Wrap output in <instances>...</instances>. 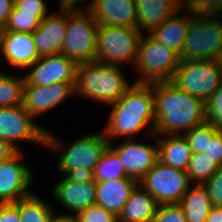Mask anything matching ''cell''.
I'll use <instances>...</instances> for the list:
<instances>
[{
  "label": "cell",
  "instance_id": "42",
  "mask_svg": "<svg viewBox=\"0 0 222 222\" xmlns=\"http://www.w3.org/2000/svg\"><path fill=\"white\" fill-rule=\"evenodd\" d=\"M16 152L17 150L13 146H11L3 139H0V162L9 159Z\"/></svg>",
  "mask_w": 222,
  "mask_h": 222
},
{
  "label": "cell",
  "instance_id": "37",
  "mask_svg": "<svg viewBox=\"0 0 222 222\" xmlns=\"http://www.w3.org/2000/svg\"><path fill=\"white\" fill-rule=\"evenodd\" d=\"M203 185L209 192L213 206L222 207V166Z\"/></svg>",
  "mask_w": 222,
  "mask_h": 222
},
{
  "label": "cell",
  "instance_id": "43",
  "mask_svg": "<svg viewBox=\"0 0 222 222\" xmlns=\"http://www.w3.org/2000/svg\"><path fill=\"white\" fill-rule=\"evenodd\" d=\"M206 222H222V207L213 206Z\"/></svg>",
  "mask_w": 222,
  "mask_h": 222
},
{
  "label": "cell",
  "instance_id": "14",
  "mask_svg": "<svg viewBox=\"0 0 222 222\" xmlns=\"http://www.w3.org/2000/svg\"><path fill=\"white\" fill-rule=\"evenodd\" d=\"M109 143V147L118 155L123 164L124 171L128 178L136 180L138 183L146 176L158 161V144H145L125 139L118 146Z\"/></svg>",
  "mask_w": 222,
  "mask_h": 222
},
{
  "label": "cell",
  "instance_id": "18",
  "mask_svg": "<svg viewBox=\"0 0 222 222\" xmlns=\"http://www.w3.org/2000/svg\"><path fill=\"white\" fill-rule=\"evenodd\" d=\"M62 177L53 186L51 194L61 205L63 204L62 206L66 207V210H69L70 213L66 215H77L80 211L96 204L95 182L80 183L70 180L66 175Z\"/></svg>",
  "mask_w": 222,
  "mask_h": 222
},
{
  "label": "cell",
  "instance_id": "29",
  "mask_svg": "<svg viewBox=\"0 0 222 222\" xmlns=\"http://www.w3.org/2000/svg\"><path fill=\"white\" fill-rule=\"evenodd\" d=\"M219 167L205 153H192L186 172L191 183L204 184L217 172Z\"/></svg>",
  "mask_w": 222,
  "mask_h": 222
},
{
  "label": "cell",
  "instance_id": "39",
  "mask_svg": "<svg viewBox=\"0 0 222 222\" xmlns=\"http://www.w3.org/2000/svg\"><path fill=\"white\" fill-rule=\"evenodd\" d=\"M0 222H21L19 200L15 203L0 204Z\"/></svg>",
  "mask_w": 222,
  "mask_h": 222
},
{
  "label": "cell",
  "instance_id": "8",
  "mask_svg": "<svg viewBox=\"0 0 222 222\" xmlns=\"http://www.w3.org/2000/svg\"><path fill=\"white\" fill-rule=\"evenodd\" d=\"M170 82L206 102L222 85V60L180 61Z\"/></svg>",
  "mask_w": 222,
  "mask_h": 222
},
{
  "label": "cell",
  "instance_id": "5",
  "mask_svg": "<svg viewBox=\"0 0 222 222\" xmlns=\"http://www.w3.org/2000/svg\"><path fill=\"white\" fill-rule=\"evenodd\" d=\"M98 26L86 7L78 9L68 4V22L61 54L77 64L96 61Z\"/></svg>",
  "mask_w": 222,
  "mask_h": 222
},
{
  "label": "cell",
  "instance_id": "4",
  "mask_svg": "<svg viewBox=\"0 0 222 222\" xmlns=\"http://www.w3.org/2000/svg\"><path fill=\"white\" fill-rule=\"evenodd\" d=\"M101 132L81 135L65 149L63 146L65 144H62L63 142L57 136L47 130L46 148L54 149V152L64 149L57 167L61 175H67L71 170L81 168L95 170L110 143L104 131Z\"/></svg>",
  "mask_w": 222,
  "mask_h": 222
},
{
  "label": "cell",
  "instance_id": "16",
  "mask_svg": "<svg viewBox=\"0 0 222 222\" xmlns=\"http://www.w3.org/2000/svg\"><path fill=\"white\" fill-rule=\"evenodd\" d=\"M58 6L57 13H49L32 33L39 57L61 53L68 22V4Z\"/></svg>",
  "mask_w": 222,
  "mask_h": 222
},
{
  "label": "cell",
  "instance_id": "33",
  "mask_svg": "<svg viewBox=\"0 0 222 222\" xmlns=\"http://www.w3.org/2000/svg\"><path fill=\"white\" fill-rule=\"evenodd\" d=\"M184 5L198 15L218 16L222 12V0H184Z\"/></svg>",
  "mask_w": 222,
  "mask_h": 222
},
{
  "label": "cell",
  "instance_id": "38",
  "mask_svg": "<svg viewBox=\"0 0 222 222\" xmlns=\"http://www.w3.org/2000/svg\"><path fill=\"white\" fill-rule=\"evenodd\" d=\"M205 154L218 166H222V130H219L212 138H208Z\"/></svg>",
  "mask_w": 222,
  "mask_h": 222
},
{
  "label": "cell",
  "instance_id": "36",
  "mask_svg": "<svg viewBox=\"0 0 222 222\" xmlns=\"http://www.w3.org/2000/svg\"><path fill=\"white\" fill-rule=\"evenodd\" d=\"M17 13H35V16L42 21L48 15L46 0H15Z\"/></svg>",
  "mask_w": 222,
  "mask_h": 222
},
{
  "label": "cell",
  "instance_id": "35",
  "mask_svg": "<svg viewBox=\"0 0 222 222\" xmlns=\"http://www.w3.org/2000/svg\"><path fill=\"white\" fill-rule=\"evenodd\" d=\"M76 216L79 222H118L117 216L96 204L80 211Z\"/></svg>",
  "mask_w": 222,
  "mask_h": 222
},
{
  "label": "cell",
  "instance_id": "21",
  "mask_svg": "<svg viewBox=\"0 0 222 222\" xmlns=\"http://www.w3.org/2000/svg\"><path fill=\"white\" fill-rule=\"evenodd\" d=\"M135 4L137 29L149 34L183 7L184 0H135Z\"/></svg>",
  "mask_w": 222,
  "mask_h": 222
},
{
  "label": "cell",
  "instance_id": "44",
  "mask_svg": "<svg viewBox=\"0 0 222 222\" xmlns=\"http://www.w3.org/2000/svg\"><path fill=\"white\" fill-rule=\"evenodd\" d=\"M51 222H79L76 215H66L64 213L53 216Z\"/></svg>",
  "mask_w": 222,
  "mask_h": 222
},
{
  "label": "cell",
  "instance_id": "1",
  "mask_svg": "<svg viewBox=\"0 0 222 222\" xmlns=\"http://www.w3.org/2000/svg\"><path fill=\"white\" fill-rule=\"evenodd\" d=\"M155 96L154 136L184 135L206 122L205 102L177 88L170 81L153 83Z\"/></svg>",
  "mask_w": 222,
  "mask_h": 222
},
{
  "label": "cell",
  "instance_id": "34",
  "mask_svg": "<svg viewBox=\"0 0 222 222\" xmlns=\"http://www.w3.org/2000/svg\"><path fill=\"white\" fill-rule=\"evenodd\" d=\"M152 222H187V219L179 204H161Z\"/></svg>",
  "mask_w": 222,
  "mask_h": 222
},
{
  "label": "cell",
  "instance_id": "45",
  "mask_svg": "<svg viewBox=\"0 0 222 222\" xmlns=\"http://www.w3.org/2000/svg\"><path fill=\"white\" fill-rule=\"evenodd\" d=\"M85 1L92 2L93 0H74L71 4L74 5L75 7H78V5L82 4L83 2L85 3Z\"/></svg>",
  "mask_w": 222,
  "mask_h": 222
},
{
  "label": "cell",
  "instance_id": "24",
  "mask_svg": "<svg viewBox=\"0 0 222 222\" xmlns=\"http://www.w3.org/2000/svg\"><path fill=\"white\" fill-rule=\"evenodd\" d=\"M158 206L157 201L138 184L118 216V222H152Z\"/></svg>",
  "mask_w": 222,
  "mask_h": 222
},
{
  "label": "cell",
  "instance_id": "15",
  "mask_svg": "<svg viewBox=\"0 0 222 222\" xmlns=\"http://www.w3.org/2000/svg\"><path fill=\"white\" fill-rule=\"evenodd\" d=\"M75 93V83H55L48 86L24 85L23 107L35 119L60 105Z\"/></svg>",
  "mask_w": 222,
  "mask_h": 222
},
{
  "label": "cell",
  "instance_id": "22",
  "mask_svg": "<svg viewBox=\"0 0 222 222\" xmlns=\"http://www.w3.org/2000/svg\"><path fill=\"white\" fill-rule=\"evenodd\" d=\"M96 205L119 216L130 194L139 184L134 179L96 181Z\"/></svg>",
  "mask_w": 222,
  "mask_h": 222
},
{
  "label": "cell",
  "instance_id": "20",
  "mask_svg": "<svg viewBox=\"0 0 222 222\" xmlns=\"http://www.w3.org/2000/svg\"><path fill=\"white\" fill-rule=\"evenodd\" d=\"M192 19L193 12L184 5L149 34L180 56Z\"/></svg>",
  "mask_w": 222,
  "mask_h": 222
},
{
  "label": "cell",
  "instance_id": "27",
  "mask_svg": "<svg viewBox=\"0 0 222 222\" xmlns=\"http://www.w3.org/2000/svg\"><path fill=\"white\" fill-rule=\"evenodd\" d=\"M0 69V108L15 107L23 104L25 76L13 77Z\"/></svg>",
  "mask_w": 222,
  "mask_h": 222
},
{
  "label": "cell",
  "instance_id": "47",
  "mask_svg": "<svg viewBox=\"0 0 222 222\" xmlns=\"http://www.w3.org/2000/svg\"><path fill=\"white\" fill-rule=\"evenodd\" d=\"M3 28L0 26V41H1V34H2ZM1 62V61H0ZM1 66V65H0Z\"/></svg>",
  "mask_w": 222,
  "mask_h": 222
},
{
  "label": "cell",
  "instance_id": "41",
  "mask_svg": "<svg viewBox=\"0 0 222 222\" xmlns=\"http://www.w3.org/2000/svg\"><path fill=\"white\" fill-rule=\"evenodd\" d=\"M15 5V0H0V26L3 28L8 21Z\"/></svg>",
  "mask_w": 222,
  "mask_h": 222
},
{
  "label": "cell",
  "instance_id": "48",
  "mask_svg": "<svg viewBox=\"0 0 222 222\" xmlns=\"http://www.w3.org/2000/svg\"><path fill=\"white\" fill-rule=\"evenodd\" d=\"M218 16L220 17V19L222 21V12Z\"/></svg>",
  "mask_w": 222,
  "mask_h": 222
},
{
  "label": "cell",
  "instance_id": "19",
  "mask_svg": "<svg viewBox=\"0 0 222 222\" xmlns=\"http://www.w3.org/2000/svg\"><path fill=\"white\" fill-rule=\"evenodd\" d=\"M14 68L28 69L39 55L32 33L2 32L0 54Z\"/></svg>",
  "mask_w": 222,
  "mask_h": 222
},
{
  "label": "cell",
  "instance_id": "25",
  "mask_svg": "<svg viewBox=\"0 0 222 222\" xmlns=\"http://www.w3.org/2000/svg\"><path fill=\"white\" fill-rule=\"evenodd\" d=\"M179 205L184 211L187 222H206L213 207L209 192L203 184L190 186Z\"/></svg>",
  "mask_w": 222,
  "mask_h": 222
},
{
  "label": "cell",
  "instance_id": "26",
  "mask_svg": "<svg viewBox=\"0 0 222 222\" xmlns=\"http://www.w3.org/2000/svg\"><path fill=\"white\" fill-rule=\"evenodd\" d=\"M53 209L49 203L34 193L19 200L21 222H51L55 214Z\"/></svg>",
  "mask_w": 222,
  "mask_h": 222
},
{
  "label": "cell",
  "instance_id": "17",
  "mask_svg": "<svg viewBox=\"0 0 222 222\" xmlns=\"http://www.w3.org/2000/svg\"><path fill=\"white\" fill-rule=\"evenodd\" d=\"M86 8L99 25L137 28L135 0H93Z\"/></svg>",
  "mask_w": 222,
  "mask_h": 222
},
{
  "label": "cell",
  "instance_id": "28",
  "mask_svg": "<svg viewBox=\"0 0 222 222\" xmlns=\"http://www.w3.org/2000/svg\"><path fill=\"white\" fill-rule=\"evenodd\" d=\"M95 181L131 179L128 178L118 155L108 147L94 170Z\"/></svg>",
  "mask_w": 222,
  "mask_h": 222
},
{
  "label": "cell",
  "instance_id": "12",
  "mask_svg": "<svg viewBox=\"0 0 222 222\" xmlns=\"http://www.w3.org/2000/svg\"><path fill=\"white\" fill-rule=\"evenodd\" d=\"M23 157L21 150L0 162V204L15 203L32 193L29 188L34 174L29 165L21 162Z\"/></svg>",
  "mask_w": 222,
  "mask_h": 222
},
{
  "label": "cell",
  "instance_id": "7",
  "mask_svg": "<svg viewBox=\"0 0 222 222\" xmlns=\"http://www.w3.org/2000/svg\"><path fill=\"white\" fill-rule=\"evenodd\" d=\"M179 55L150 34L142 35L133 68L140 75L136 83L171 81L179 66ZM141 76V77H140Z\"/></svg>",
  "mask_w": 222,
  "mask_h": 222
},
{
  "label": "cell",
  "instance_id": "23",
  "mask_svg": "<svg viewBox=\"0 0 222 222\" xmlns=\"http://www.w3.org/2000/svg\"><path fill=\"white\" fill-rule=\"evenodd\" d=\"M158 161L162 164L187 171L192 150L184 135H160L157 138Z\"/></svg>",
  "mask_w": 222,
  "mask_h": 222
},
{
  "label": "cell",
  "instance_id": "32",
  "mask_svg": "<svg viewBox=\"0 0 222 222\" xmlns=\"http://www.w3.org/2000/svg\"><path fill=\"white\" fill-rule=\"evenodd\" d=\"M206 122L222 130V85L205 102Z\"/></svg>",
  "mask_w": 222,
  "mask_h": 222
},
{
  "label": "cell",
  "instance_id": "10",
  "mask_svg": "<svg viewBox=\"0 0 222 222\" xmlns=\"http://www.w3.org/2000/svg\"><path fill=\"white\" fill-rule=\"evenodd\" d=\"M139 185L161 205L179 204L183 195L193 184L186 171L157 161Z\"/></svg>",
  "mask_w": 222,
  "mask_h": 222
},
{
  "label": "cell",
  "instance_id": "46",
  "mask_svg": "<svg viewBox=\"0 0 222 222\" xmlns=\"http://www.w3.org/2000/svg\"><path fill=\"white\" fill-rule=\"evenodd\" d=\"M74 0H59V4H71Z\"/></svg>",
  "mask_w": 222,
  "mask_h": 222
},
{
  "label": "cell",
  "instance_id": "3",
  "mask_svg": "<svg viewBox=\"0 0 222 222\" xmlns=\"http://www.w3.org/2000/svg\"><path fill=\"white\" fill-rule=\"evenodd\" d=\"M118 65L98 61L80 63L77 66L75 95L107 104L117 101L131 86Z\"/></svg>",
  "mask_w": 222,
  "mask_h": 222
},
{
  "label": "cell",
  "instance_id": "30",
  "mask_svg": "<svg viewBox=\"0 0 222 222\" xmlns=\"http://www.w3.org/2000/svg\"><path fill=\"white\" fill-rule=\"evenodd\" d=\"M40 23L35 13H17V7L14 5L2 32L34 33Z\"/></svg>",
  "mask_w": 222,
  "mask_h": 222
},
{
  "label": "cell",
  "instance_id": "40",
  "mask_svg": "<svg viewBox=\"0 0 222 222\" xmlns=\"http://www.w3.org/2000/svg\"><path fill=\"white\" fill-rule=\"evenodd\" d=\"M66 176L75 182H96L94 179V170L82 168L71 170Z\"/></svg>",
  "mask_w": 222,
  "mask_h": 222
},
{
  "label": "cell",
  "instance_id": "11",
  "mask_svg": "<svg viewBox=\"0 0 222 222\" xmlns=\"http://www.w3.org/2000/svg\"><path fill=\"white\" fill-rule=\"evenodd\" d=\"M47 130L36 123L23 105L0 108V139L17 151H21L18 141H28L46 147Z\"/></svg>",
  "mask_w": 222,
  "mask_h": 222
},
{
  "label": "cell",
  "instance_id": "6",
  "mask_svg": "<svg viewBox=\"0 0 222 222\" xmlns=\"http://www.w3.org/2000/svg\"><path fill=\"white\" fill-rule=\"evenodd\" d=\"M179 59L222 60V21L219 16L193 13Z\"/></svg>",
  "mask_w": 222,
  "mask_h": 222
},
{
  "label": "cell",
  "instance_id": "9",
  "mask_svg": "<svg viewBox=\"0 0 222 222\" xmlns=\"http://www.w3.org/2000/svg\"><path fill=\"white\" fill-rule=\"evenodd\" d=\"M142 35L137 28L99 25L96 61L118 66L129 63L134 66Z\"/></svg>",
  "mask_w": 222,
  "mask_h": 222
},
{
  "label": "cell",
  "instance_id": "2",
  "mask_svg": "<svg viewBox=\"0 0 222 222\" xmlns=\"http://www.w3.org/2000/svg\"><path fill=\"white\" fill-rule=\"evenodd\" d=\"M106 121L104 133L109 142L114 138L127 137L134 139L147 125L154 134L155 127V96L153 83H132L127 91L114 103ZM113 139V140H112Z\"/></svg>",
  "mask_w": 222,
  "mask_h": 222
},
{
  "label": "cell",
  "instance_id": "13",
  "mask_svg": "<svg viewBox=\"0 0 222 222\" xmlns=\"http://www.w3.org/2000/svg\"><path fill=\"white\" fill-rule=\"evenodd\" d=\"M78 64L64 54L39 57L25 73V84L48 86L55 83H75Z\"/></svg>",
  "mask_w": 222,
  "mask_h": 222
},
{
  "label": "cell",
  "instance_id": "31",
  "mask_svg": "<svg viewBox=\"0 0 222 222\" xmlns=\"http://www.w3.org/2000/svg\"><path fill=\"white\" fill-rule=\"evenodd\" d=\"M219 129L210 123H202L184 134L190 144L192 153H205L208 146V138H212Z\"/></svg>",
  "mask_w": 222,
  "mask_h": 222
}]
</instances>
